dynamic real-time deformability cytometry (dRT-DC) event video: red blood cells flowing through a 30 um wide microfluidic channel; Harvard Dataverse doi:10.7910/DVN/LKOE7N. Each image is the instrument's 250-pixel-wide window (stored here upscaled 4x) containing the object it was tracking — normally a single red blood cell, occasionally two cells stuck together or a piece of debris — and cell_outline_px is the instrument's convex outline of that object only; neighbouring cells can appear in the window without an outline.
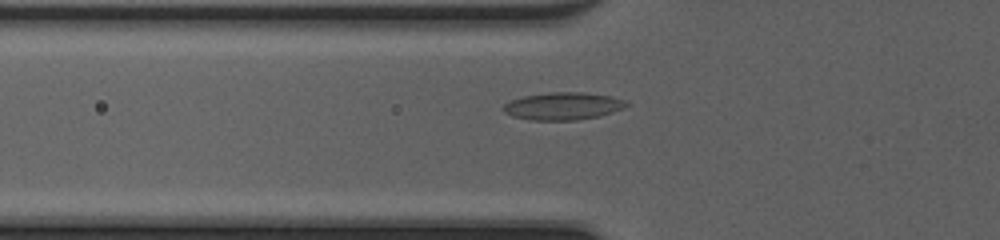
{"species": "common noctule bat (a hibernating species)", "species_latin": "Nyctalus noctula", "temperature_condition": "cold", "stored_images_in_passage": 45, "camera_frame_rate_fps": 3000, "um_per_image_px": 0.085, "animal": {"sex": "female", "body_mass_g": 20.0, "forearm_length_mm": 54.0}, "frame": {"image": 1, "passage_image": 13, "time_ms": 4.0, "image_size_px": [1000, 240], "cell_outline_px": [[628, 104], [624, 108], [600, 116], [576, 120], [528, 120], [512, 116], [504, 112], [500, 108], [508, 100], [524, 96], [548, 92], [584, 92], [612, 96], [628, 100]], "centroid_in_image_um": [47.84, 9.01], "position_along_channel_um": 78.0, "area_um2": 20.06}}
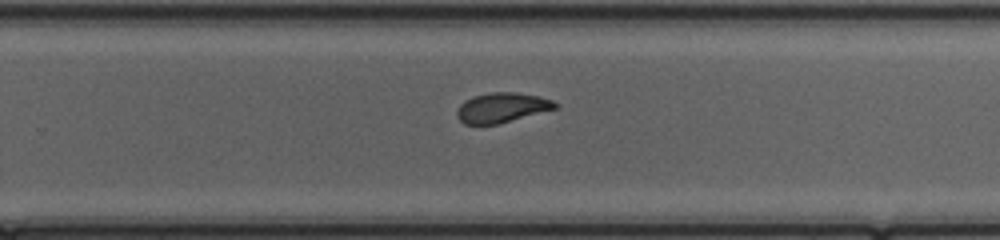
{"frame": {"image": 2, "passage_image": 28, "time_ms": 9.0, "image_size_px": [1000, 240], "cell_outline_px": [[560, 108], [496, 124], [464, 124], [456, 116], [456, 108], [464, 100], [472, 96], [492, 92], [516, 92], [540, 96], [552, 100], [560, 104]], "centroid_in_image_um": [42.68, 9.14], "position_along_channel_um": 287.1, "area_um2": 17.34}}
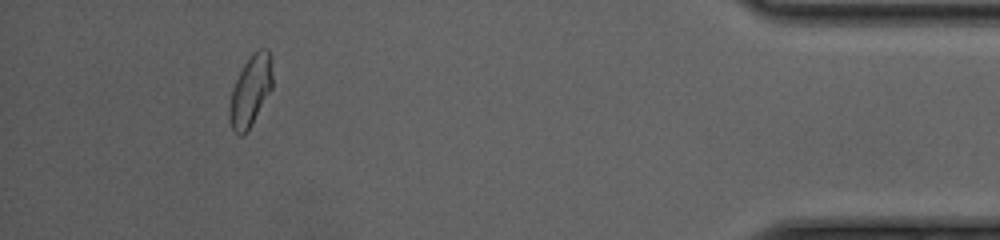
{"frame": {"image": 3, "passage_image": 41, "time_ms": 13.333, "image_size_px": [1000, 240], "cell_outline_px": [[272, 88], [252, 124], [244, 136], [240, 136], [232, 128], [228, 116], [228, 108], [232, 88], [244, 64], [252, 52], [260, 48], [268, 48], [272, 60]], "centroid_in_image_um": [21.29, 7.7], "position_along_channel_um": 413.9, "area_um2": 17.92}, "authors_computed_cell_mechanics": {"area_um2": 17.8024, "velocity_mm_per_s": 4.1808, "shape_relaxation_time_tau1_ms": 6.9347, "shape_relaxation_time_tau2_ms": 1.5742, "deformation_change_tau1": 0.2149, "deformation_change_tau2": 0.0794}}